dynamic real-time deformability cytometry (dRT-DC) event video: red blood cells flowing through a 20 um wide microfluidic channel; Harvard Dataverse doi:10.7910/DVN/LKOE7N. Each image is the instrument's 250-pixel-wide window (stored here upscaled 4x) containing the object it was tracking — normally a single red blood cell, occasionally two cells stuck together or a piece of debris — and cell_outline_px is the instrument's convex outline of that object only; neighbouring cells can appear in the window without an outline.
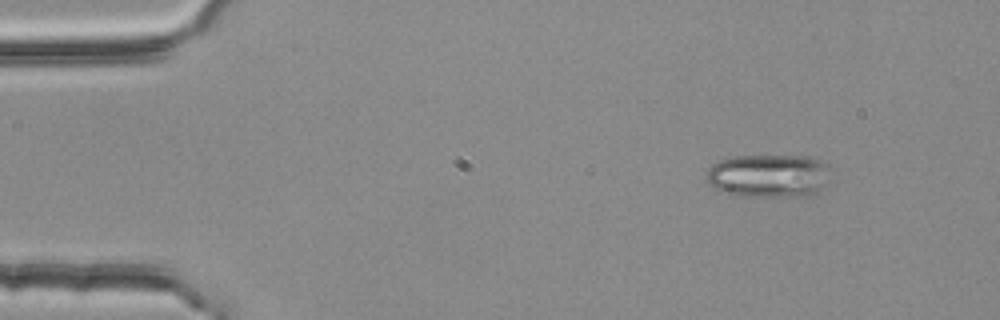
{"species": "common noctule bat (a hibernating species)", "species_latin": "Nyctalus noctula", "temperature_condition": "room temperature", "stored_images_in_passage": 4, "camera_frame_rate_fps": 3000, "um_per_image_px": 0.085, "animal": {"sex": "female", "body_mass_g": 25.1}, "frame": {"image": 1, "passage_image": 1, "time_ms": 0.0, "image_size_px": [1000, 320], "cell_outline_px": [[828, 184], [816, 192], [796, 196], [744, 196], [712, 188], [708, 184], [704, 176], [708, 168], [712, 164], [720, 160], [732, 156], [804, 156], [820, 160], [828, 164]], "centroid_in_image_um": [65.3, 14.92], "position_along_channel_um": 19.7, "area_um2": 31.33}}